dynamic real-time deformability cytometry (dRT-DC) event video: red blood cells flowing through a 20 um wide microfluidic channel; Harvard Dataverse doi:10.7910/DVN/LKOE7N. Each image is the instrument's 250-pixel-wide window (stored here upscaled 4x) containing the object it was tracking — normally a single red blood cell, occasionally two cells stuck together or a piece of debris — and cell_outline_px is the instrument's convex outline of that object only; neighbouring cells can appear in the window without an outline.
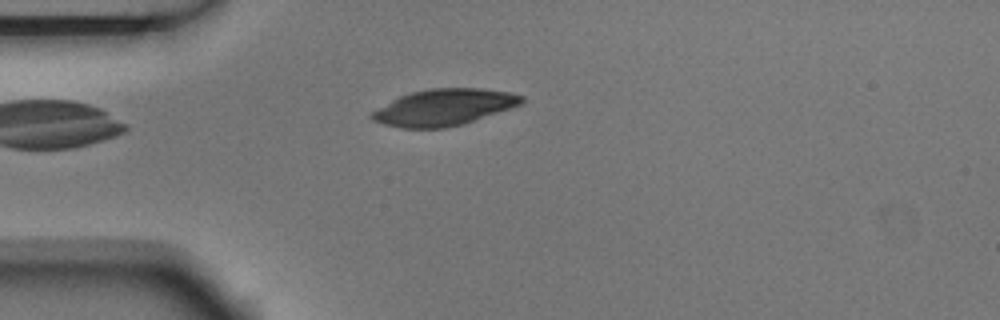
{"species": "Egyptian fruit bat (a non-hibernating species)", "species_latin": "Rousettus aegyptiacus", "temperature_condition": "room temperature", "stored_images_in_passage": 1, "camera_frame_rate_fps": 3000, "um_per_image_px": 0.085, "animal": {"sex": "male"}, "frame": {"image": 1, "passage_image": 1, "time_ms": 0.0, "image_size_px": [1000, 320], "cell_outline_px": [[524, 100], [520, 104], [512, 108], [464, 124], [444, 128], [404, 128], [384, 124], [372, 120], [368, 116], [372, 112], [392, 100], [400, 96], [412, 92], [428, 88], [480, 88], [508, 92], [524, 96]], "centroid_in_image_um": [37.75, 9.12], "position_along_channel_um": 47.3, "area_um2": 31.73}}